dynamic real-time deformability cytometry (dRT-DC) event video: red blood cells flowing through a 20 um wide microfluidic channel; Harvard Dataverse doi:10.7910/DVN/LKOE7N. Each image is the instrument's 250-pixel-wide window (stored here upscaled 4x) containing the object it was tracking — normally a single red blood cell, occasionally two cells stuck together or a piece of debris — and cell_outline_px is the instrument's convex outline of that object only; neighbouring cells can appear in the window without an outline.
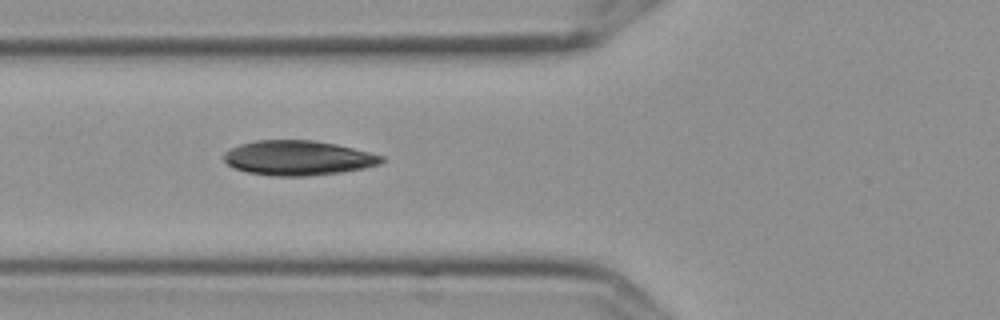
{"species": "Egyptian fruit bat (a non-hibernating species)", "species_latin": "Rousettus aegyptiacus", "temperature_condition": "cold", "stored_images_in_passage": 11, "camera_frame_rate_fps": 3000, "um_per_image_px": 0.085, "frame": {"image": 1, "passage_image": 6, "time_ms": 1.667, "image_size_px": [1000, 320], "cell_outline_px": [[384, 160], [380, 164], [364, 168], [340, 172], [304, 176], [272, 176], [248, 172], [236, 168], [228, 164], [224, 160], [224, 152], [240, 144], [256, 140], [312, 140], [336, 144], [384, 156]], "centroid_in_image_um": [25.33, 13.42], "position_along_channel_um": 100.5, "area_um2": 31.67}}
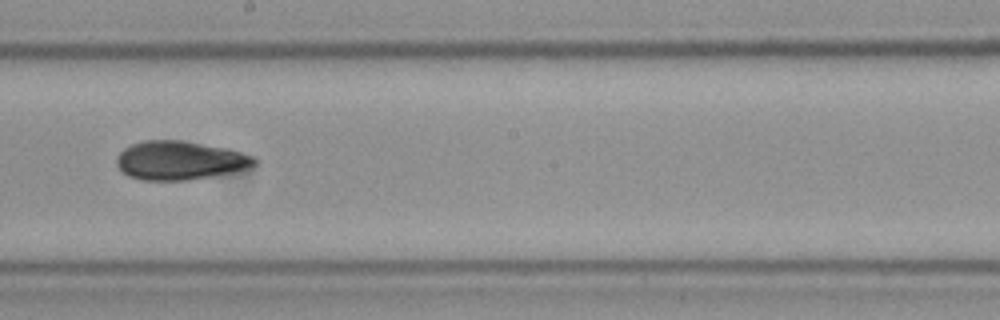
{"frame": {"image": 2, "passage_image": 9, "time_ms": 2.667, "image_size_px": [1000, 320], "cell_outline_px": [[260, 160], [252, 168], [232, 172], [188, 180], [140, 180], [128, 176], [116, 164], [116, 156], [124, 148], [132, 144], [144, 140], [184, 140], [224, 148], [256, 156]], "centroid_in_image_um": [15.31, 13.63], "position_along_channel_um": 232.9, "area_um2": 31.27}}
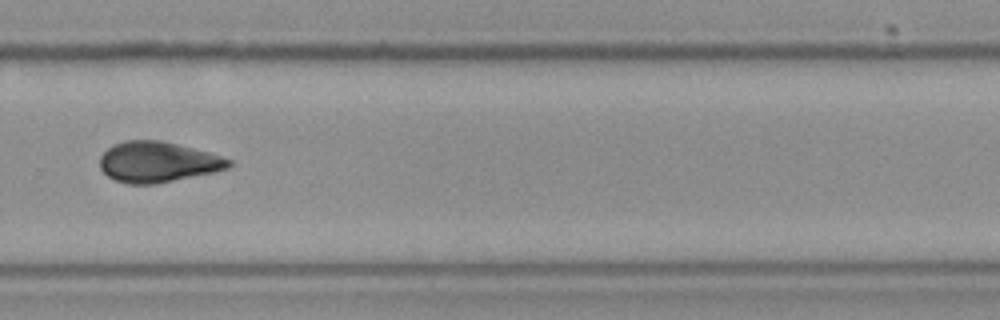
{"frame": {"image": 3, "passage_image": 11, "time_ms": 3.333, "image_size_px": [1000, 320], "cell_outline_px": [[232, 164], [228, 168], [212, 172], [156, 184], [128, 184], [116, 180], [108, 176], [100, 168], [100, 156], [112, 144], [124, 140], [160, 140], [208, 152], [232, 160]], "centroid_in_image_um": [13.37, 13.76], "position_along_channel_um": 316.4, "area_um2": 30.29}}